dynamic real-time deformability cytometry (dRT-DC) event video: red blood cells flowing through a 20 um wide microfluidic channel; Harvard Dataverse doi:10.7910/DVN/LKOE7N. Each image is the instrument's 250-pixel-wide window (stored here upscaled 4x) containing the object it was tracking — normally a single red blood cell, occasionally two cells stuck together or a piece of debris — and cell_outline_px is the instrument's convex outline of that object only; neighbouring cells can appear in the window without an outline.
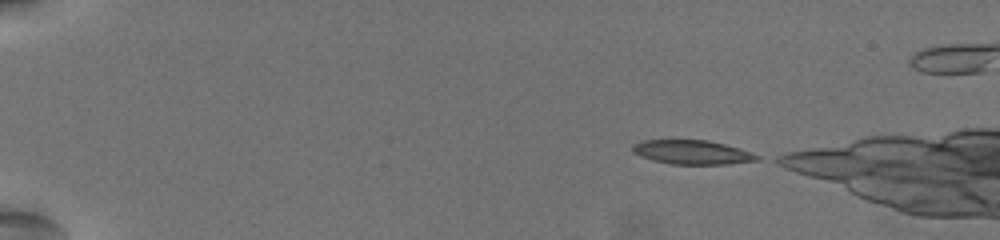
{"species": "common noctule bat (a hibernating species)", "species_latin": "Nyctalus noctula", "temperature_condition": "warm", "stored_images_in_passage": 48, "camera_frame_rate_fps": 3000, "um_per_image_px": 0.085, "animal": {"sex": "female", "body_mass_g": 19.5, "forearm_length_mm": 54.1}, "frame": {"image": 1, "passage_image": 1, "time_ms": 0.0, "image_size_px": [1000, 240], "cell_outline_px": [[760, 160], [728, 164], [672, 164], [640, 156], [632, 152], [632, 144], [644, 140], [708, 140], [740, 148], [752, 152], [760, 156]], "centroid_in_image_um": [58.86, 12.93], "position_along_channel_um": 26.1, "area_um2": 17.46}}
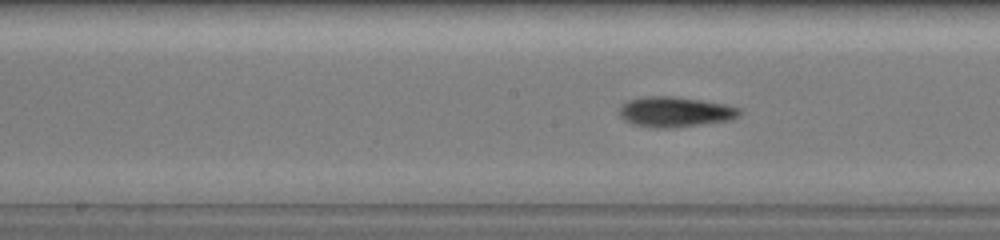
{"frame": {"image": 2, "passage_image": 25, "time_ms": 8.0, "image_size_px": [1000, 240], "cell_outline_px": [[740, 116], [732, 120], [672, 128], [656, 128], [632, 124], [624, 120], [620, 116], [620, 104], [628, 100], [644, 96], [676, 96], [724, 104], [740, 108]], "centroid_in_image_um": [57.37, 9.51], "position_along_channel_um": 190.8, "area_um2": 21.33}}
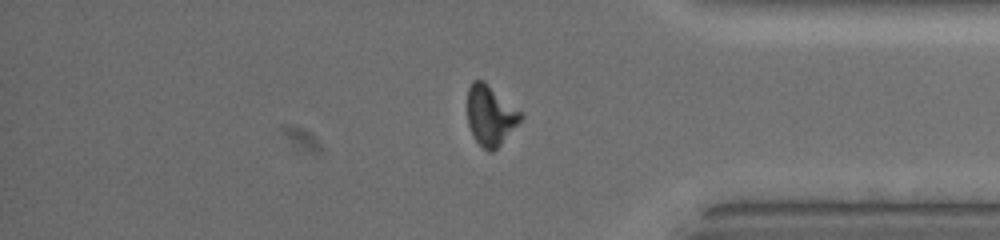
{"frame": {"image": 3, "passage_image": 43, "time_ms": 14.0, "image_size_px": [1000, 240], "cell_outline_px": [[524, 116], [500, 144], [492, 152], [488, 152], [476, 140], [468, 124], [468, 88], [472, 80], [484, 80], [524, 112]], "centroid_in_image_um": [41.71, 9.76], "position_along_channel_um": 393.5, "area_um2": 18.67}}